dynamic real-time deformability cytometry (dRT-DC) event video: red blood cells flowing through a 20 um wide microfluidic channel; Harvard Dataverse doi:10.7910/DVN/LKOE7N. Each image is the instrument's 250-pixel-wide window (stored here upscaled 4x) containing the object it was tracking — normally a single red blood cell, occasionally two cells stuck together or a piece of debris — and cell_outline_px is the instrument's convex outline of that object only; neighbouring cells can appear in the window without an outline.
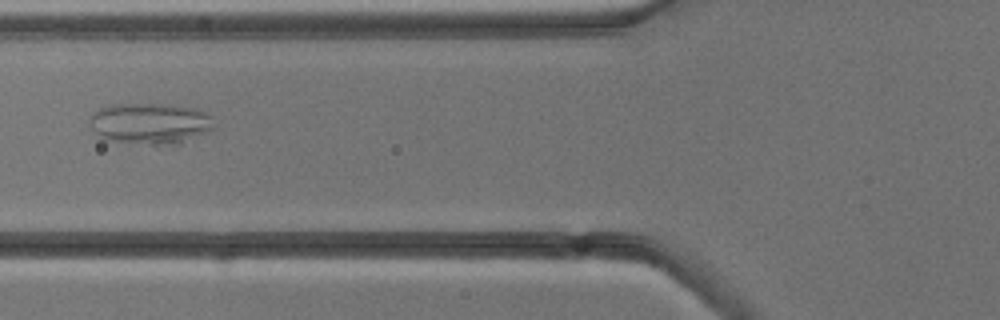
{"species": "common noctule bat (a hibernating species)", "species_latin": "Nyctalus noctula", "temperature_condition": "cold", "stored_images_in_passage": 3, "camera_frame_rate_fps": 3000, "um_per_image_px": 0.085, "animal": {"sex": "male", "body_mass_g": 13.3}, "frame": {"image": 1, "passage_image": 3, "time_ms": 2.333, "image_size_px": [1000, 320], "cell_outline_px": [[216, 128], [208, 132], [180, 144], [152, 144], [108, 140], [100, 136], [92, 128], [88, 120], [88, 116], [100, 108], [116, 104], [172, 104], [196, 108], [208, 112], [212, 116]], "centroid_in_image_um": [12.83, 10.48], "position_along_channel_um": 113.0, "area_um2": 30.11}}